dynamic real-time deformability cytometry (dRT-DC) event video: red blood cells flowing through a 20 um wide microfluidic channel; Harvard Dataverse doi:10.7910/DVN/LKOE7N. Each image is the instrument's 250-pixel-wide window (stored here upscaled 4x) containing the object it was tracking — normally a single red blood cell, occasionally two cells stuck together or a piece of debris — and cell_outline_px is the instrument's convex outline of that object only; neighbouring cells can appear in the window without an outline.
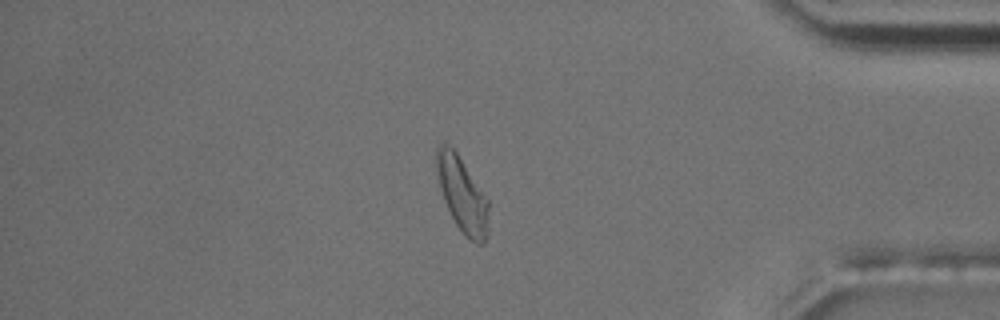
{"species": "common noctule bat (a hibernating species)", "species_latin": "Nyctalus noctula", "temperature_condition": "room temperature", "stored_images_in_passage": 55, "camera_frame_rate_fps": 3000, "um_per_image_px": 0.085, "animal": {"sex": "male", "body_mass_g": 17.5, "forearm_length_mm": 52.3}, "frame": {"image": 1, "passage_image": 47, "time_ms": 15.333, "image_size_px": [1000, 320], "cell_outline_px": [[488, 232], [484, 244], [476, 244], [464, 236], [456, 224], [444, 200], [440, 188], [436, 172], [436, 148], [444, 140], [456, 152], [488, 200]], "centroid_in_image_um": [39.28, 16.55], "position_along_channel_um": 395.9, "area_um2": 22.6}, "authors_computed_cell_mechanics": {"area_um2": 20.1722, "velocity_mm_per_s": 3.6705, "shape_relaxation_time_tau1_ms": 5.6136, "shape_relaxation_time_tau2_ms": 2.2701, "deformation_change_tau1": 0.1728, "deformation_change_tau2": 0.0822}}